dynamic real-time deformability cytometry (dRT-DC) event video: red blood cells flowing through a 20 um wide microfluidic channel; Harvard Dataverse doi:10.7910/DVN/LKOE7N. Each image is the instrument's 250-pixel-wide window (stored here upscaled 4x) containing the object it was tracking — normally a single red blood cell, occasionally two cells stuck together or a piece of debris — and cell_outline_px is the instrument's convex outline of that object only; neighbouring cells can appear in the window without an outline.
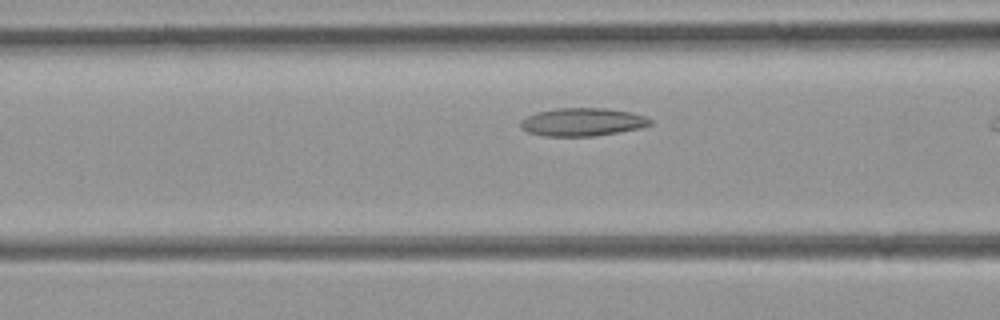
{"species": "common noctule bat (a hibernating species)", "species_latin": "Nyctalus noctula", "temperature_condition": "room temperature", "stored_images_in_passage": 12, "camera_frame_rate_fps": 3000, "um_per_image_px": 0.085, "animal": {"sex": "female", "body_mass_g": 21.9}, "frame": {"image": 1, "passage_image": 10, "time_ms": 3.0, "image_size_px": [1000, 320], "cell_outline_px": [[652, 124], [640, 128], [592, 136], [544, 136], [528, 132], [520, 128], [520, 120], [536, 112], [556, 108], [608, 108], [632, 112], [644, 116], [652, 120]], "centroid_in_image_um": [49.49, 10.36], "position_along_channel_um": 117.1, "area_um2": 21.21}}